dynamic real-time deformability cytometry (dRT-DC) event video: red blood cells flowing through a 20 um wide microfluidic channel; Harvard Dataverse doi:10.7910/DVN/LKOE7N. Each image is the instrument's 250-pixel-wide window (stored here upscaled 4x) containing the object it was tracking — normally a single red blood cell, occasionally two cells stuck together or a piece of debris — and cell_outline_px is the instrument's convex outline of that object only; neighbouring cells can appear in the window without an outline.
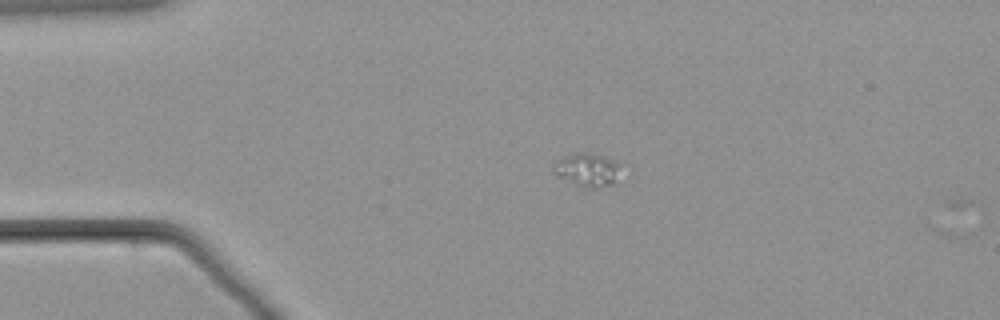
{"species": "common noctule bat (a hibernating species)", "species_latin": "Nyctalus noctula", "temperature_condition": "warm", "stored_images_in_passage": 2, "camera_frame_rate_fps": 3000, "um_per_image_px": 0.085, "animal": {"sex": "male", "body_mass_g": 21.5, "forearm_length_mm": 52.0}, "frame": {"image": 1, "passage_image": 1, "time_ms": 0.0, "image_size_px": [1000, 320], "cell_outline_px": [[620, 168], [612, 184], [596, 188], [592, 188], [576, 184], [556, 176], [552, 172], [552, 164], [556, 160], [576, 152], [584, 152], [604, 156], [620, 164]], "centroid_in_image_um": [49.86, 14.41], "position_along_channel_um": 35.1, "area_um2": 12.89}}